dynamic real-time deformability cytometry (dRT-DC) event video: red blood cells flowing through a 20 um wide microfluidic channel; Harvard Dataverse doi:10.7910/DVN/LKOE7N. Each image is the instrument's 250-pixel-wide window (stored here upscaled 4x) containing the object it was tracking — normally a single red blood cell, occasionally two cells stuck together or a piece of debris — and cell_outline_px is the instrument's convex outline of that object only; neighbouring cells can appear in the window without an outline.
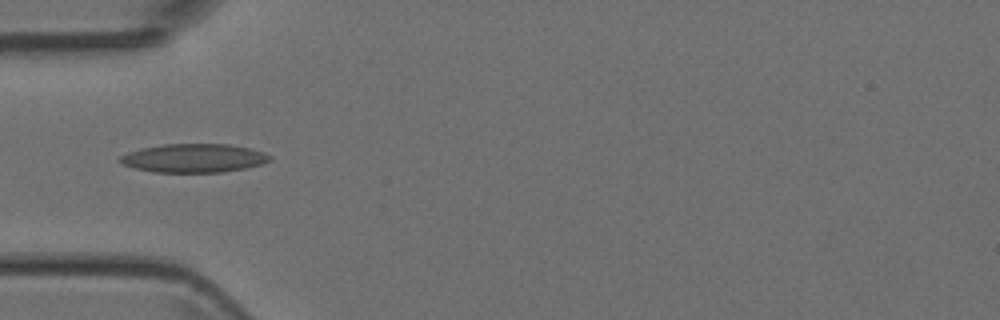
{"species": "Egyptian fruit bat (a non-hibernating species)", "species_latin": "Rousettus aegyptiacus", "temperature_condition": "room temperature", "stored_images_in_passage": 4, "camera_frame_rate_fps": 3000, "um_per_image_px": 0.085, "animal": {"sex": "female"}, "frame": {"image": 1, "passage_image": 2, "time_ms": 1.333, "image_size_px": [1000, 320], "cell_outline_px": [[272, 160], [260, 164], [244, 168], [224, 172], [152, 172], [120, 164], [116, 160], [120, 156], [128, 152], [140, 148], [164, 144], [228, 144], [248, 148], [264, 152], [272, 156]], "centroid_in_image_um": [16.43, 13.44], "position_along_channel_um": 68.6, "area_um2": 25.09}}
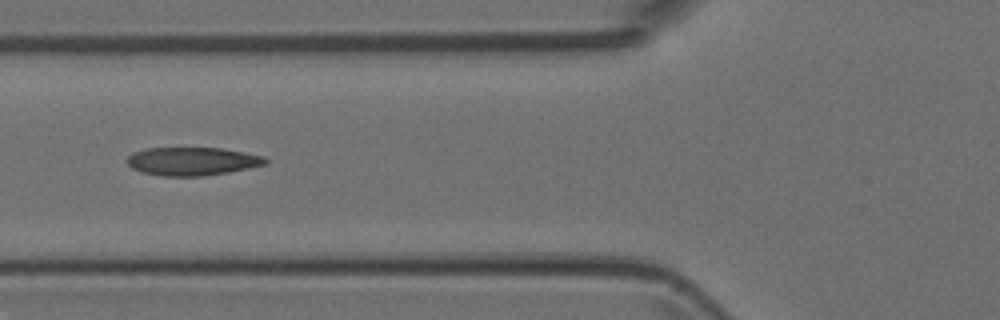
{"frame": {"image": 2, "passage_image": 3, "time_ms": 2.333, "image_size_px": [1000, 320], "cell_outline_px": [[268, 164], [228, 172], [204, 176], [160, 176], [140, 172], [132, 168], [124, 160], [132, 152], [148, 148], [220, 148], [244, 152], [264, 156], [268, 160]], "centroid_in_image_um": [16.31, 13.71], "position_along_channel_um": 109.5, "area_um2": 22.95}}
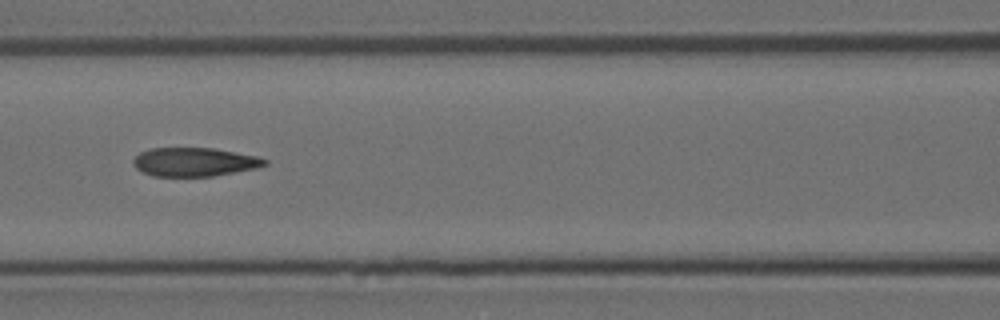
{"frame": {"image": 3, "passage_image": 4, "time_ms": 3.333, "image_size_px": [1000, 320], "cell_outline_px": [[268, 164], [256, 168], [212, 176], [152, 176], [136, 168], [132, 164], [132, 160], [140, 152], [152, 148], [212, 148], [260, 156], [268, 160]], "centroid_in_image_um": [16.54, 13.76], "position_along_channel_um": 150.1, "area_um2": 22.02}}